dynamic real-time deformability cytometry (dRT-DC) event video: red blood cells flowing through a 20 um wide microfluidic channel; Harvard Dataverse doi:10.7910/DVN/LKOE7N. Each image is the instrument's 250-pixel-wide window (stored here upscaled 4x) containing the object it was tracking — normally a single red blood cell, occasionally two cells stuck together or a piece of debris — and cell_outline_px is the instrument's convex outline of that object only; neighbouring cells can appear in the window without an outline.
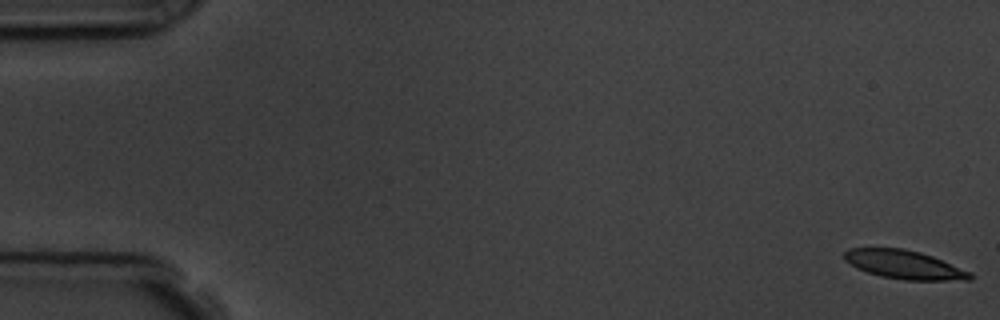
{"species": "common noctule bat (a hibernating species)", "species_latin": "Nyctalus noctula", "temperature_condition": "room temperature", "stored_images_in_passage": 17, "camera_frame_rate_fps": 3000, "um_per_image_px": 0.085, "animal": {"sex": "male", "body_mass_g": 19.5, "forearm_length_mm": 54.6}, "frame": {"image": 1, "passage_image": 1, "time_ms": 0.0, "image_size_px": [1000, 320], "cell_outline_px": [[972, 280], [904, 280], [880, 276], [856, 268], [844, 260], [844, 252], [848, 248], [904, 248], [920, 252], [932, 256], [972, 272]], "centroid_in_image_um": [76.86, 22.49], "position_along_channel_um": 8.1, "area_um2": 21.04}, "authors_computed_cell_mechanics": {"area_um2": 21.8484, "velocity_mm_per_s": 3.709, "shape_relaxation_time_tau1_ms": 2.4468, "shape_relaxation_time_tau2_ms": 2.5465, "deformation_change_tau1": 0.0828, "deformation_change_tau2": 0.0678}}